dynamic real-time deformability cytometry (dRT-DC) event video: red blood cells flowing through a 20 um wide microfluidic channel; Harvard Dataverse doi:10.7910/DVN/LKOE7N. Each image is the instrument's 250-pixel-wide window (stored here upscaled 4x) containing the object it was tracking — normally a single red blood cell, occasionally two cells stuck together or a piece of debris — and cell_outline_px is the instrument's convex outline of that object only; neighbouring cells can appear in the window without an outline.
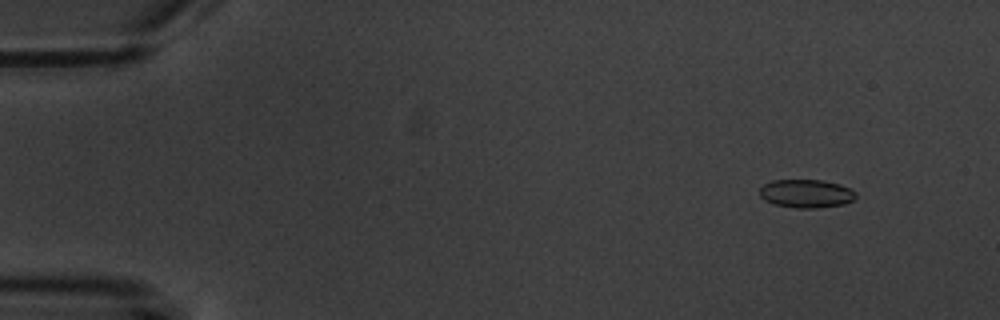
{"species": "common noctule bat (a hibernating species)", "species_latin": "Nyctalus noctula", "temperature_condition": "warm", "stored_images_in_passage": 5, "camera_frame_rate_fps": 3000, "um_per_image_px": 0.085, "animal": {"sex": "male", "body_mass_g": 20.1, "forearm_length_mm": 53.5}, "frame": {"image": 1, "passage_image": 2, "time_ms": 1.333, "image_size_px": [1000, 320], "cell_outline_px": [[856, 196], [852, 200], [844, 204], [816, 208], [796, 208], [776, 204], [764, 200], [760, 196], [760, 188], [764, 184], [772, 180], [824, 180], [840, 184], [856, 192]], "centroid_in_image_um": [68.52, 16.45], "position_along_channel_um": 16.5, "area_um2": 15.84}}